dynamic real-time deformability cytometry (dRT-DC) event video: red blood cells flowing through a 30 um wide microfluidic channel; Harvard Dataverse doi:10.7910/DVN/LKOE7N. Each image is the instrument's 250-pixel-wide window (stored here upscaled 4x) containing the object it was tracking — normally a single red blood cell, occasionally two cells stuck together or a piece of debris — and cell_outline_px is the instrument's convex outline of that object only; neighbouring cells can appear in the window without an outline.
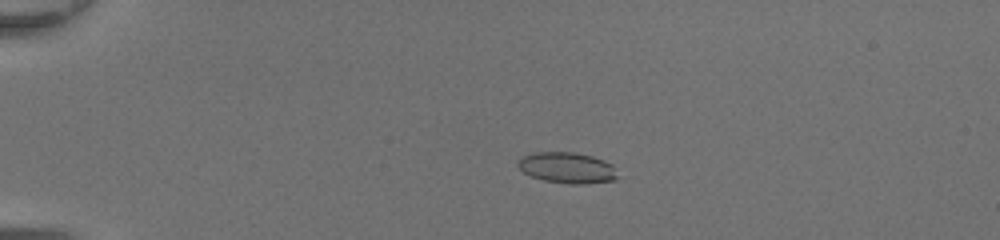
{"species": "common noctule bat (a hibernating species)", "species_latin": "Nyctalus noctula", "temperature_condition": "room temperature", "stored_images_in_passage": 50, "camera_frame_rate_fps": 3000, "um_per_image_px": 0.085, "animal": {"sex": "female", "body_mass_g": 20.0, "forearm_length_mm": 54.0}, "frame": {"image": 1, "passage_image": 13, "time_ms": 4.0, "image_size_px": [1000, 240], "cell_outline_px": [[620, 176], [612, 180], [588, 184], [568, 184], [544, 180], [532, 176], [524, 172], [516, 164], [516, 160], [532, 152], [576, 152], [592, 156], [604, 160], [612, 164]], "centroid_in_image_um": [48.22, 14.25], "position_along_channel_um": 36.8, "area_um2": 18.15}}
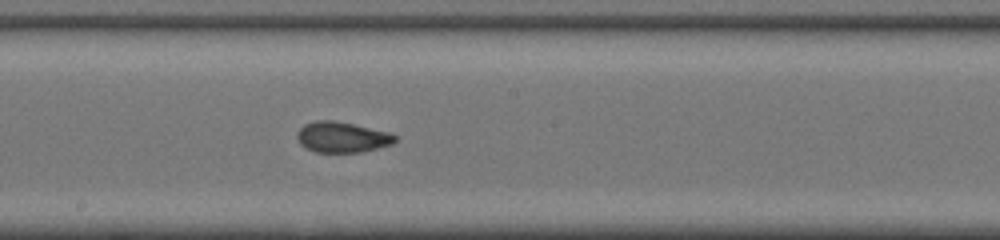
{"frame": {"image": 2, "passage_image": 30, "time_ms": 9.667, "image_size_px": [1000, 240], "cell_outline_px": [[396, 140], [392, 144], [360, 152], [316, 152], [300, 144], [296, 136], [296, 132], [304, 124], [316, 120], [332, 120], [352, 124], [388, 132], [396, 136]], "centroid_in_image_um": [29.03, 11.65], "position_along_channel_um": 219.2, "area_um2": 17.28}}
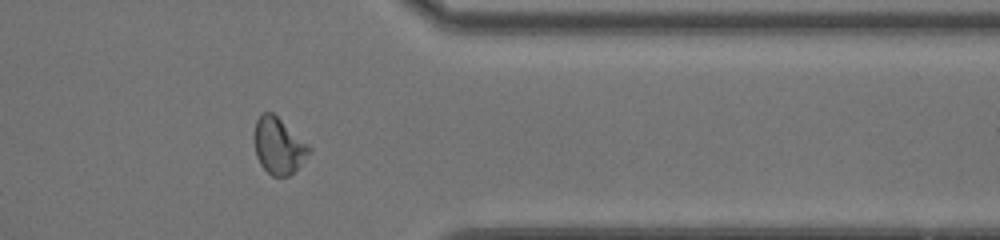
{"frame": {"image": 3, "passage_image": 42, "time_ms": 13.667, "image_size_px": [1000, 240], "cell_outline_px": [[312, 148], [300, 164], [288, 176], [272, 176], [260, 164], [256, 156], [256, 120], [264, 112], [272, 112], [308, 144]], "centroid_in_image_um": [23.68, 12.4], "position_along_channel_um": 387.7, "area_um2": 17.28}, "authors_computed_cell_mechanics": {"area_um2": 17.8024, "velocity_mm_per_s": 4.3772, "shape_relaxation_time_tau1_ms": 4.9944, "shape_relaxation_time_tau2_ms": 1.3786, "deformation_change_tau1": 0.1447, "deformation_change_tau2": 0.065}}